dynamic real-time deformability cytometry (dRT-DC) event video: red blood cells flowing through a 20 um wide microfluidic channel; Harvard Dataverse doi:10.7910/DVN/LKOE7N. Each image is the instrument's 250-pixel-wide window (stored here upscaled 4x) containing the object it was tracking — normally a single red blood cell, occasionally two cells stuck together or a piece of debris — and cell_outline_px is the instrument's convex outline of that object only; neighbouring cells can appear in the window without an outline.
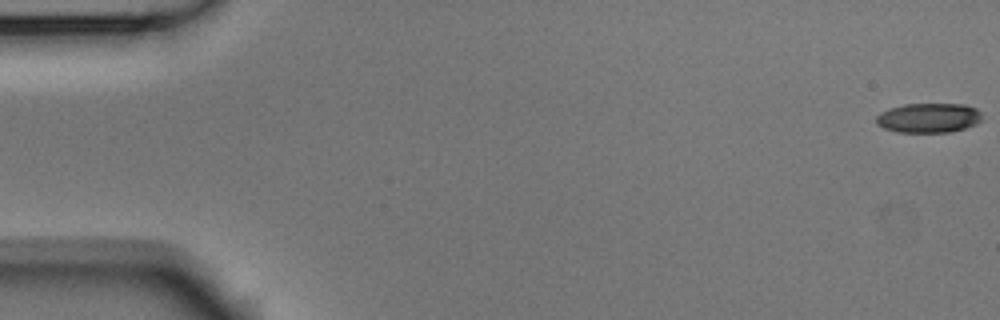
{"species": "Egyptian fruit bat (a non-hibernating species)", "species_latin": "Rousettus aegyptiacus", "temperature_condition": "room temperature", "stored_images_in_passage": 54, "camera_frame_rate_fps": 3000, "um_per_image_px": 0.085, "animal": {"sex": "male"}, "frame": {"image": 1, "passage_image": 1, "time_ms": 0.0, "image_size_px": [1000, 320], "cell_outline_px": [[980, 120], [976, 124], [952, 132], [896, 132], [884, 128], [876, 124], [876, 116], [880, 112], [888, 108], [904, 104], [964, 104], [976, 108], [980, 112]], "centroid_in_image_um": [78.89, 10.02], "position_along_channel_um": 6.1, "area_um2": 18.32}}
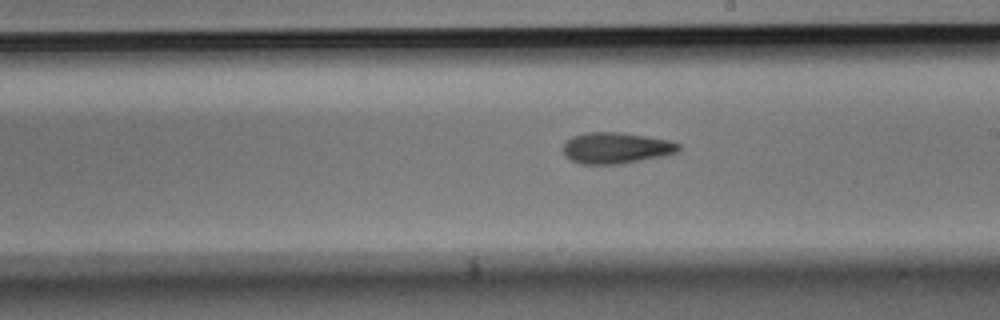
{"frame": {"image": 2, "passage_image": 31, "time_ms": 10.0, "image_size_px": [1000, 320], "cell_outline_px": [[680, 148], [676, 152], [664, 156], [624, 164], [580, 164], [572, 160], [564, 152], [564, 144], [572, 136], [588, 132], [620, 132], [648, 136], [672, 140], [680, 144]], "centroid_in_image_um": [52.42, 12.58], "position_along_channel_um": 236.6, "area_um2": 21.1}}
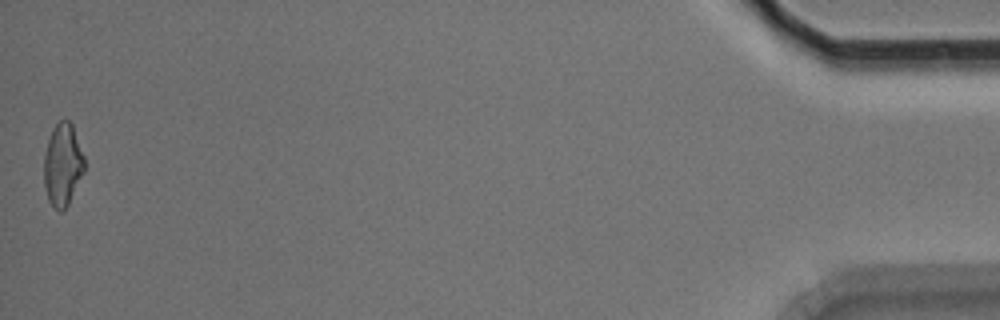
{"frame": {"image": 3, "passage_image": 54, "time_ms": 17.667, "image_size_px": [1000, 320], "cell_outline_px": [[84, 172], [68, 204], [60, 212], [48, 200], [44, 184], [44, 156], [48, 140], [52, 128], [64, 116], [72, 124], [84, 156]], "centroid_in_image_um": [5.32, 13.96], "position_along_channel_um": 429.9, "area_um2": 19.36}, "authors_computed_cell_mechanics": {"area_um2": 20.1722, "velocity_mm_per_s": 3.7644, "shape_relaxation_time_tau1_ms": 5.3327, "shape_relaxation_time_tau2_ms": 5.1891, "deformation_change_tau1": 0.1684, "deformation_change_tau2": 0.155}}